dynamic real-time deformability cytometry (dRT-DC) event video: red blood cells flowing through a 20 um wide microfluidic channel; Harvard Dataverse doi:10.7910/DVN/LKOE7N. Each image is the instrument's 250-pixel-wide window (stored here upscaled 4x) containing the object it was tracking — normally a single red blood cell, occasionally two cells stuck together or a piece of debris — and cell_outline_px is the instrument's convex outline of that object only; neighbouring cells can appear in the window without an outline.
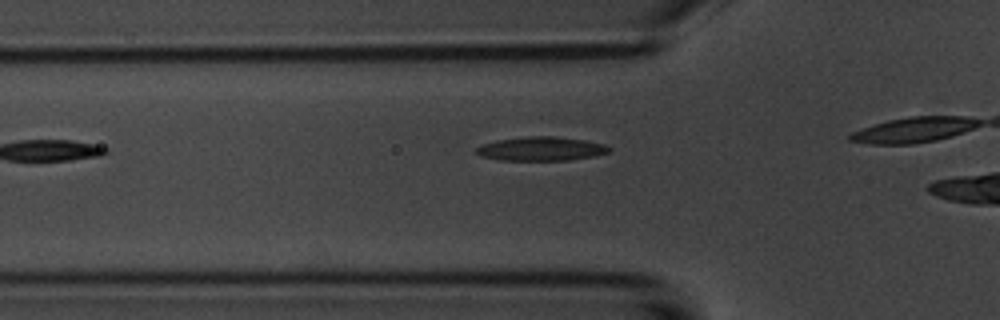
{"species": "common noctule bat (a hibernating species)", "species_latin": "Nyctalus noctula", "temperature_condition": "room temperature", "stored_images_in_passage": 6, "camera_frame_rate_fps": 3000, "um_per_image_px": 0.085, "animal": {"sex": "male", "body_mass_g": 20.1, "forearm_length_mm": 53.5}, "frame": {"image": 1, "passage_image": 3, "time_ms": 2.333, "image_size_px": [1000, 320], "cell_outline_px": [[612, 148], [608, 152], [596, 156], [568, 160], [500, 160], [480, 156], [476, 152], [476, 148], [484, 144], [496, 140], [524, 136], [552, 136], [584, 140], [604, 144]], "centroid_in_image_um": [46.0, 12.64], "position_along_channel_um": 79.8, "area_um2": 18.5}}